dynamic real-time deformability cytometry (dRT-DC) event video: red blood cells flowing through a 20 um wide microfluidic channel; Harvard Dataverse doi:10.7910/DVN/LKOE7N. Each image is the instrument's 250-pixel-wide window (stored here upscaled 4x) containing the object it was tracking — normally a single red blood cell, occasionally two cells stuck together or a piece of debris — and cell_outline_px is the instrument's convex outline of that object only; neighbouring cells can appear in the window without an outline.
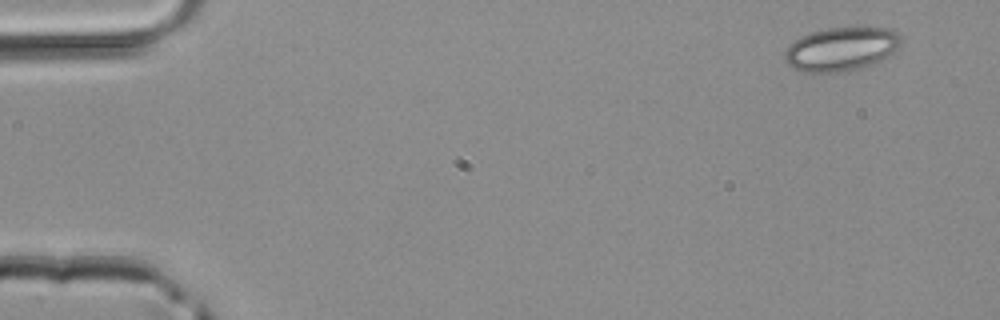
{"species": "common noctule bat (a hibernating species)", "species_latin": "Nyctalus noctula", "temperature_condition": "room temperature", "stored_images_in_passage": 4, "segment_of_instrument_passage": [1, 2], "camera_frame_rate_fps": 3000, "um_per_image_px": 0.085, "animal": {"sex": "male", "body_mass_g": 20.4}, "frame": {"image": 1, "passage_image": 1, "time_ms": 0.0, "image_size_px": [1000, 320], "cell_outline_px": [[900, 40], [896, 48], [888, 56], [876, 64], [860, 68], [836, 72], [804, 72], [788, 64], [784, 60], [784, 52], [788, 44], [800, 36], [812, 32], [828, 28], [892, 28], [900, 32]], "centroid_in_image_um": [71.49, 4.16], "position_along_channel_um": 13.5, "area_um2": 29.59}}